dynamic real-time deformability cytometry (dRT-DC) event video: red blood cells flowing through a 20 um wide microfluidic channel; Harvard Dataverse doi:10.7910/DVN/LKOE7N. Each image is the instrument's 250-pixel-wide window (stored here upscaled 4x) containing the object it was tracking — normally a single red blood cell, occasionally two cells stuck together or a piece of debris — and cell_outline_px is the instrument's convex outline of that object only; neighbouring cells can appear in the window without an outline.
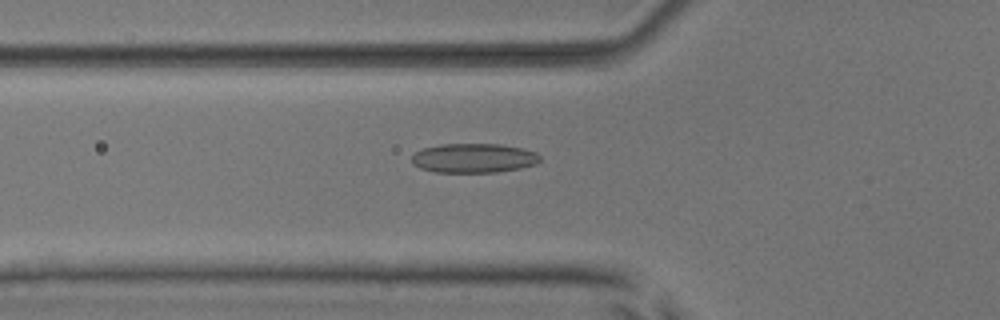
{"species": "common noctule bat (a hibernating species)", "species_latin": "Nyctalus noctula", "temperature_condition": "room temperature", "stored_images_in_passage": 53, "camera_frame_rate_fps": 3000, "um_per_image_px": 0.085, "animal": {"sex": "male", "body_mass_g": 17.9, "forearm_length_mm": 54.2}, "frame": {"image": 1, "passage_image": 19, "time_ms": 6.0, "image_size_px": [1000, 320], "cell_outline_px": [[540, 160], [536, 164], [520, 168], [496, 172], [436, 172], [420, 168], [412, 164], [412, 156], [416, 152], [424, 148], [440, 144], [500, 144], [524, 148], [536, 152], [540, 156]], "centroid_in_image_um": [40.28, 13.43], "position_along_channel_um": 85.5, "area_um2": 21.96}}
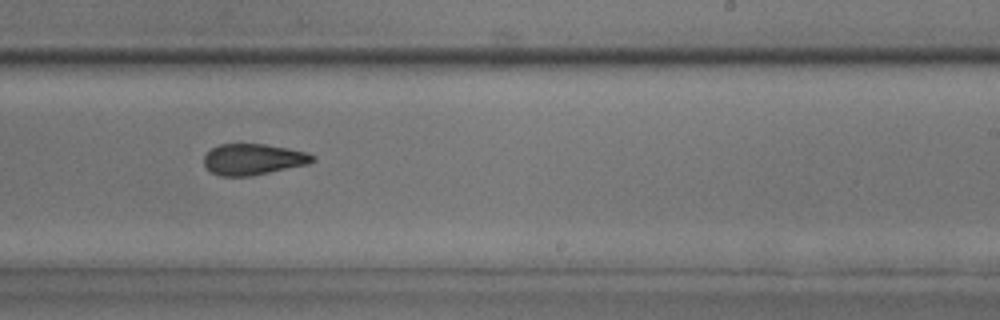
{"frame": {"image": 2, "passage_image": 33, "time_ms": 10.667, "image_size_px": [1000, 320], "cell_outline_px": [[316, 160], [308, 164], [248, 176], [220, 176], [212, 172], [204, 164], [204, 156], [212, 148], [220, 144], [264, 144], [288, 148], [308, 152], [316, 156]], "centroid_in_image_um": [21.55, 13.53], "position_along_channel_um": 267.5, "area_um2": 19.54}}
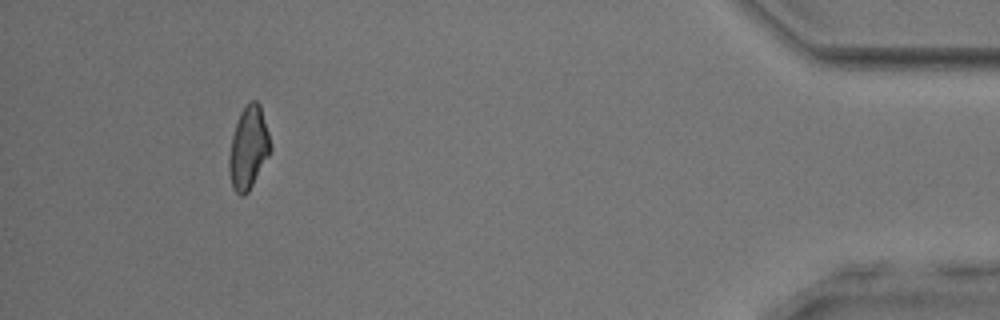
{"frame": {"image": 3, "passage_image": 49, "time_ms": 16.0, "image_size_px": [1000, 320], "cell_outline_px": [[272, 148], [268, 156], [248, 192], [244, 196], [240, 196], [232, 188], [228, 168], [228, 156], [232, 136], [240, 112], [252, 100], [256, 100], [260, 104], [268, 132]], "centroid_in_image_um": [21.1, 12.59], "position_along_channel_um": 414.1, "area_um2": 19.77}, "authors_computed_cell_mechanics": {"area_um2": 20.5768, "velocity_mm_per_s": 3.911, "shape_relaxation_time_tau1_ms": 7.0944, "shape_relaxation_time_tau2_ms": 2.2446, "deformation_change_tau1": 0.144, "deformation_change_tau2": 0.0963}}